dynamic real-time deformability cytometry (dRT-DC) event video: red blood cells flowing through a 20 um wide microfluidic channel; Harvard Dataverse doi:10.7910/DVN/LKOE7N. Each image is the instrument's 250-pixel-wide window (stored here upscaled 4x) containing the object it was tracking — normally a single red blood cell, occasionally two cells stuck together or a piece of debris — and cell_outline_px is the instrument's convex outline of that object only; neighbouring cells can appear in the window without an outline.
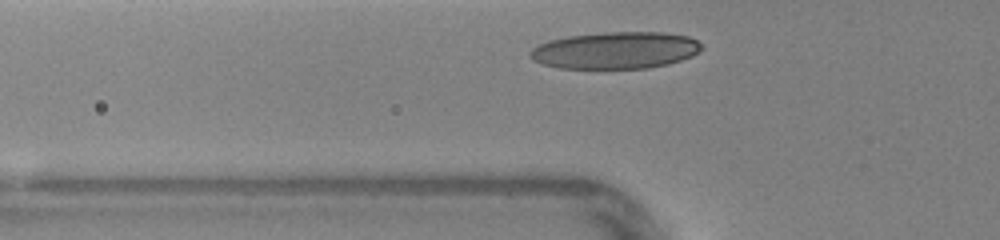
{"species": "human", "species_latin": "Homo sapiens", "temperature_condition": "warm", "stored_images_in_passage": 26, "camera_frame_rate_fps": 3000, "um_per_image_px": 0.085, "donor": {"sex": "female"}, "frame": {"image": 1, "passage_image": 5, "time_ms": 1.333, "image_size_px": [1000, 240], "cell_outline_px": [[704, 48], [692, 56], [668, 64], [648, 68], [560, 68], [544, 64], [532, 60], [528, 56], [528, 52], [536, 44], [568, 36], [604, 32], [664, 32], [688, 36], [696, 40]], "centroid_in_image_um": [52.3, 4.27], "position_along_channel_um": 73.5, "area_um2": 36.99}}
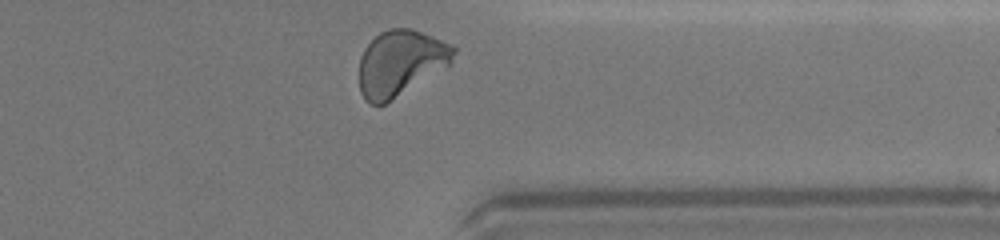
{"frame": {"image": 2, "passage_image": 26, "time_ms": 8.333, "image_size_px": [1000, 240], "cell_outline_px": [[456, 52], [452, 64], [384, 104], [372, 104], [364, 100], [360, 92], [360, 56], [364, 48], [380, 32], [388, 28], [412, 28], [452, 44], [456, 48]], "centroid_in_image_um": [34.06, 5.33], "position_along_channel_um": 377.3, "area_um2": 36.18}, "authors_computed_cell_mechanics": {"area_um2": 34.5066, "velocity_mm_per_s": 4.3553, "shape_relaxation_time_tau1_ms": 2.4868, "shape_relaxation_time_tau2_ms": null, "deformation_change_tau1": 0.1399, "deformation_change_tau2": null}}